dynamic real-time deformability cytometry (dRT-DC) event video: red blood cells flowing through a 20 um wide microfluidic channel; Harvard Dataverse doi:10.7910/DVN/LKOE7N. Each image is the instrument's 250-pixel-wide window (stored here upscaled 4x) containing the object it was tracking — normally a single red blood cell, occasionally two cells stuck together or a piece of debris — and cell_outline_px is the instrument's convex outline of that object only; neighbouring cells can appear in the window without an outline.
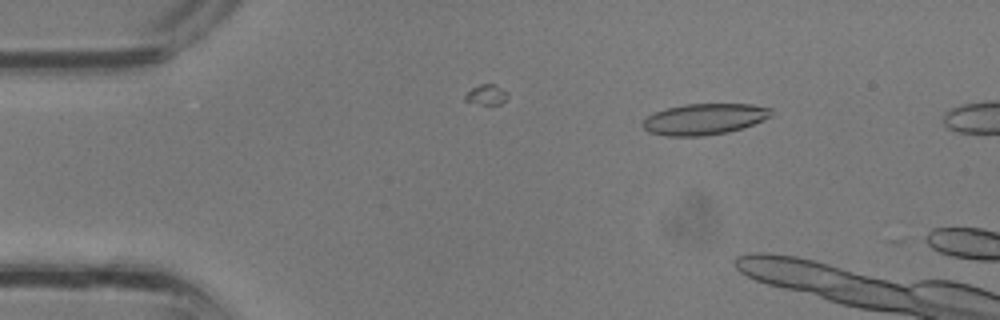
{"species": "common noctule bat (a hibernating species)", "species_latin": "Nyctalus noctula", "temperature_condition": "room temperature", "stored_images_in_passage": 3, "camera_frame_rate_fps": 3000, "um_per_image_px": 0.085, "animal": {"sex": "male", "body_mass_g": 13.3}, "frame": {"image": 1, "passage_image": 1, "time_ms": 0.0, "image_size_px": [1000, 320], "cell_outline_px": [[772, 116], [764, 120], [744, 128], [728, 132], [704, 136], [664, 136], [648, 132], [640, 124], [648, 116], [656, 112], [668, 108], [684, 104], [752, 104], [772, 108]], "centroid_in_image_um": [59.89, 10.13], "position_along_channel_um": 25.1, "area_um2": 23.47}}